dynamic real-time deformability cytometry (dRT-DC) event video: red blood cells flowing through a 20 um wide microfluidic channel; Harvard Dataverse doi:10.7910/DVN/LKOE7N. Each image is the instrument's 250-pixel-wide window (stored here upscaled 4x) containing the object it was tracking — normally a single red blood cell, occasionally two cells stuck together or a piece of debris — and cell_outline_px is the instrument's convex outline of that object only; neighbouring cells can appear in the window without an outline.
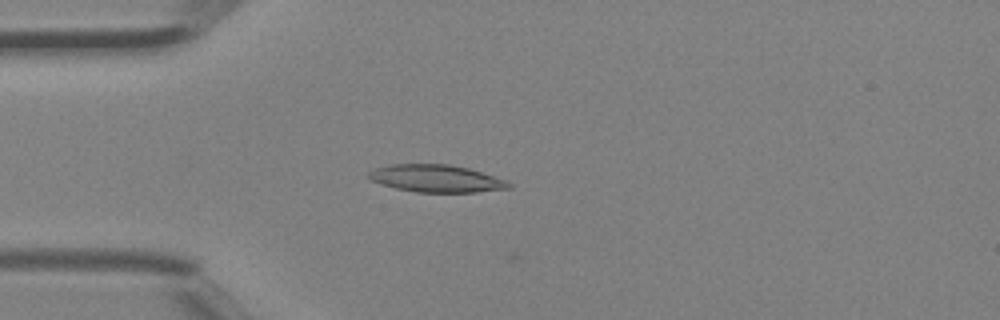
{"species": "Egyptian fruit bat (a non-hibernating species)", "species_latin": "Rousettus aegyptiacus", "temperature_condition": "room temperature", "stored_images_in_passage": 3, "camera_frame_rate_fps": 3000, "um_per_image_px": 0.085, "animal": {"sex": "female"}, "frame": {"image": 1, "passage_image": 2, "time_ms": 0.333, "image_size_px": [1000, 320], "cell_outline_px": [[512, 188], [476, 192], [416, 192], [396, 188], [372, 180], [368, 176], [368, 172], [372, 168], [388, 164], [448, 164], [468, 168], [504, 180], [512, 184]], "centroid_in_image_um": [37.05, 15.16], "position_along_channel_um": 47.9, "area_um2": 22.2}}